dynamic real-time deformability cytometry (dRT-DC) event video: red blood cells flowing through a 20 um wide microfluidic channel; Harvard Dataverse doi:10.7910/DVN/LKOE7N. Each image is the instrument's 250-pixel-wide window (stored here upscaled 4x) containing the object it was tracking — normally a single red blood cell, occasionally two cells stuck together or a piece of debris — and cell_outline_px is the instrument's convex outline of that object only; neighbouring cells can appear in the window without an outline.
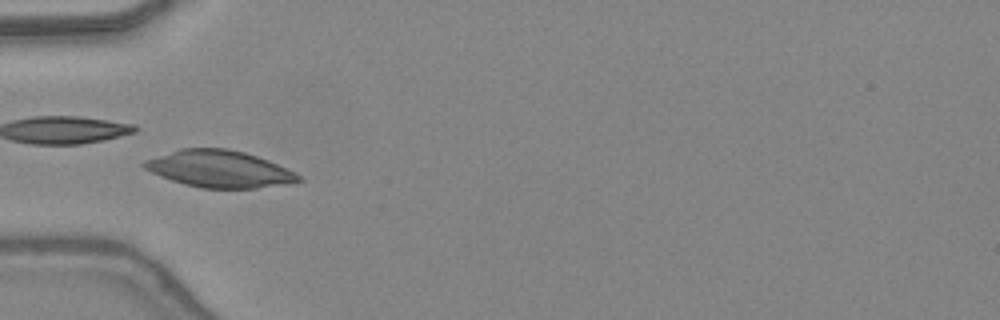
{"species": "common noctule bat (a hibernating species)", "species_latin": "Nyctalus noctula", "temperature_condition": "warm", "stored_images_in_passage": 44, "camera_frame_rate_fps": 3000, "um_per_image_px": 0.085, "animal": {"sex": "female", "body_mass_g": 24.6, "forearm_length_mm": 56.2}, "frame": {"image": 1, "passage_image": 13, "time_ms": 4.0, "image_size_px": [1000, 320], "cell_outline_px": [[304, 180], [292, 184], [256, 188], [200, 188], [184, 184], [160, 176], [144, 168], [140, 164], [144, 160], [180, 148], [228, 148], [244, 152], [268, 160], [296, 172]], "centroid_in_image_um": [18.67, 14.36], "position_along_channel_um": 66.3, "area_um2": 33.41}}
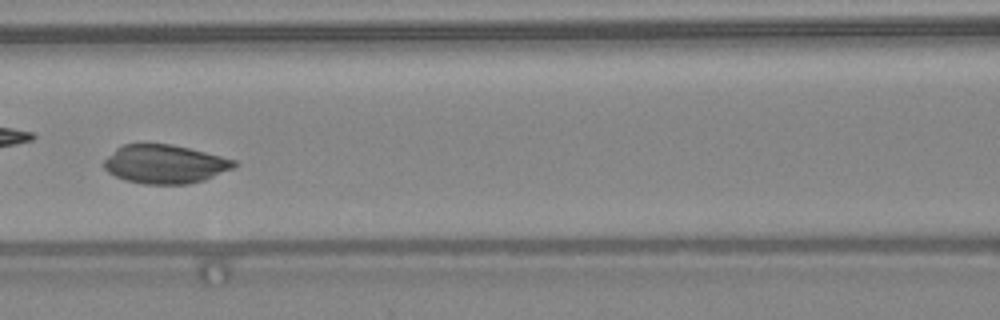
{"frame": {"image": 2, "passage_image": 19, "time_ms": 6.0, "image_size_px": [1000, 320], "cell_outline_px": [[240, 164], [232, 168], [204, 180], [188, 184], [144, 184], [124, 180], [108, 172], [104, 168], [104, 160], [116, 148], [124, 144], [172, 144], [236, 160]], "centroid_in_image_um": [14.01, 13.95], "position_along_channel_um": 152.6, "area_um2": 29.19}}